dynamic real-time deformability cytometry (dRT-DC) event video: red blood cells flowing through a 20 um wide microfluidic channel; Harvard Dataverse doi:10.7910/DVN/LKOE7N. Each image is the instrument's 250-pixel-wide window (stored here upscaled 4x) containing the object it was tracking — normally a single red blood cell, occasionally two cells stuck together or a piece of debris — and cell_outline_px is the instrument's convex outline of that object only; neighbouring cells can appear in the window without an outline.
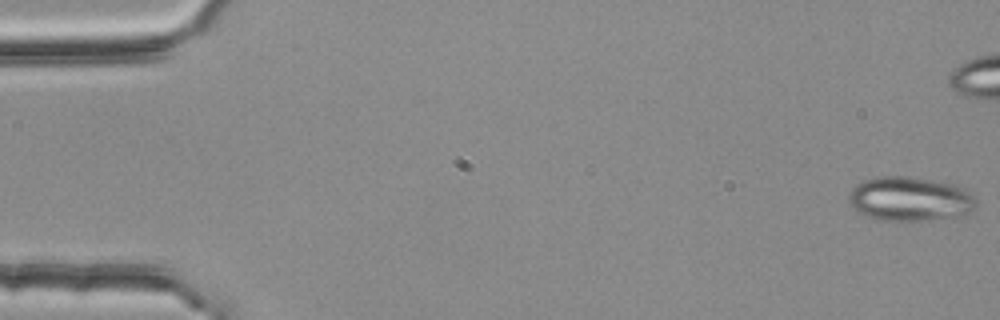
{"species": "common noctule bat (a hibernating species)", "species_latin": "Nyctalus noctula", "temperature_condition": "room temperature", "stored_images_in_passage": 44, "camera_frame_rate_fps": 3000, "um_per_image_px": 0.085, "animal": {"sex": "female", "body_mass_g": 25.1}, "frame": {"image": 1, "passage_image": 1, "time_ms": 0.0, "image_size_px": [1000, 320], "cell_outline_px": [[976, 208], [972, 212], [960, 216], [924, 220], [876, 220], [864, 216], [852, 208], [848, 200], [848, 196], [852, 188], [856, 184], [864, 180], [876, 176], [908, 176], [952, 184], [968, 192], [976, 200]], "centroid_in_image_um": [77.29, 16.92], "position_along_channel_um": 7.7, "area_um2": 32.95}}
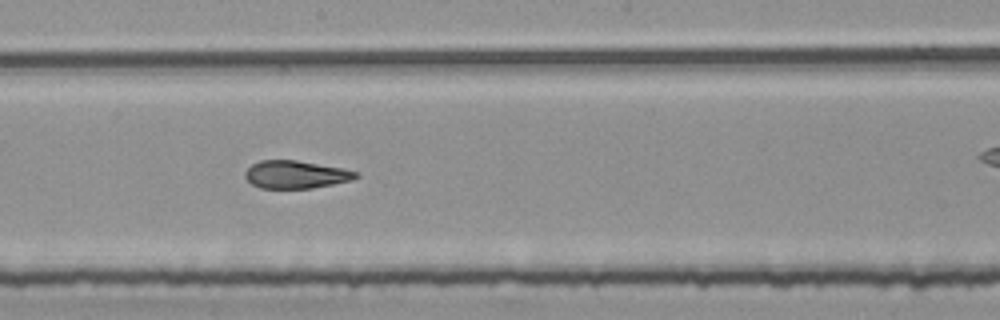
{"frame": {"image": 2, "passage_image": 30, "time_ms": 9.667, "image_size_px": [1000, 320], "cell_outline_px": [[360, 176], [352, 180], [312, 188], [260, 188], [252, 184], [244, 176], [244, 172], [252, 164], [260, 160], [296, 160], [340, 168], [356, 172]], "centroid_in_image_um": [25.1, 14.83], "position_along_channel_um": 223.1, "area_um2": 17.74}}
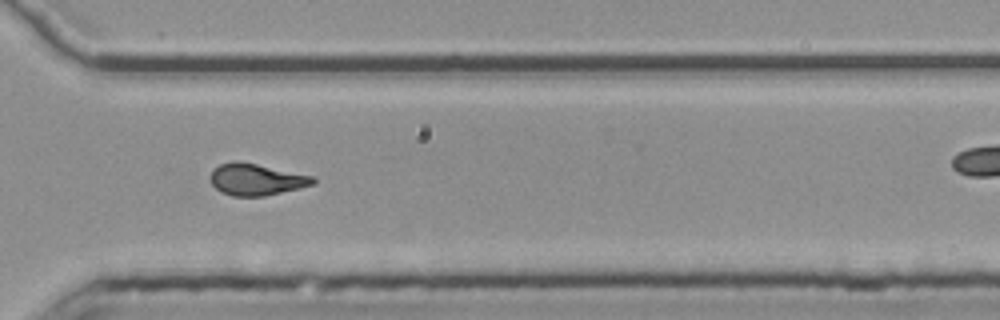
{"frame": {"image": 3, "passage_image": 40, "time_ms": 13.0, "image_size_px": [1000, 320], "cell_outline_px": [[316, 184], [264, 196], [232, 196], [220, 192], [212, 184], [212, 168], [220, 164], [236, 160], [256, 164], [312, 176], [316, 180]], "centroid_in_image_um": [21.77, 15.26], "position_along_channel_um": 348.8, "area_um2": 18.73}}